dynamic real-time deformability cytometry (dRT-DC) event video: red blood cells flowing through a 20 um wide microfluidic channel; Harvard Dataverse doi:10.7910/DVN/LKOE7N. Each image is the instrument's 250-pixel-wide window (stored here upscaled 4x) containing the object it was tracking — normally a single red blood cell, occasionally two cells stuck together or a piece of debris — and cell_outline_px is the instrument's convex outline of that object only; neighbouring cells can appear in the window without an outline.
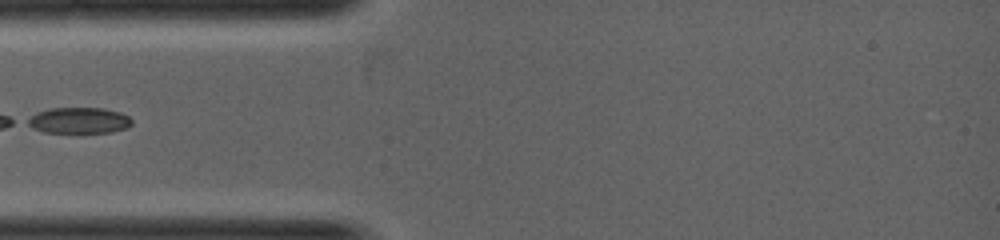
{"species": "common noctule bat (a hibernating species)", "species_latin": "Nyctalus noctula", "temperature_condition": "warm", "stored_images_in_passage": 4, "camera_frame_rate_fps": 5000, "um_per_image_px": 0.085, "animal": {"sex": "female", "body_mass_g": 19.0, "forearm_length_mm": 53.3}, "frame": {"image": 1, "passage_image": 1, "time_ms": 0.0, "image_size_px": [1000, 240], "cell_outline_px": [[132, 124], [124, 128], [112, 132], [44, 132], [32, 128], [24, 124], [24, 120], [36, 112], [48, 108], [104, 108], [120, 112], [128, 116], [132, 120]], "centroid_in_image_um": [6.63, 10.23], "position_along_channel_um": 78.4, "area_um2": 15.95}}
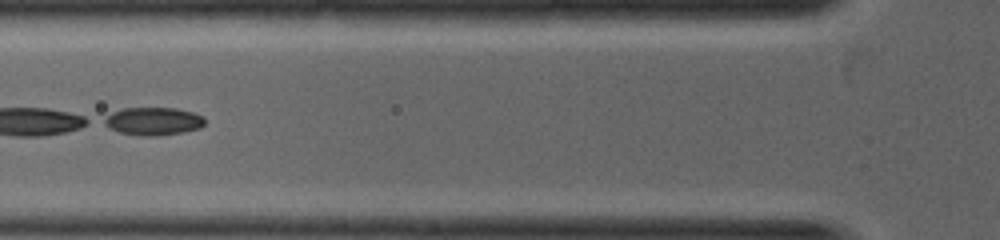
{"frame": {"image": 2, "passage_image": 2, "time_ms": 0.4, "image_size_px": [1000, 240], "cell_outline_px": [[204, 124], [200, 128], [184, 132], [152, 136], [148, 136], [120, 132], [108, 128], [100, 124], [100, 120], [112, 112], [124, 108], [176, 108], [192, 112], [204, 116]], "centroid_in_image_um": [12.98, 10.3], "position_along_channel_um": 112.8, "area_um2": 16.47}}